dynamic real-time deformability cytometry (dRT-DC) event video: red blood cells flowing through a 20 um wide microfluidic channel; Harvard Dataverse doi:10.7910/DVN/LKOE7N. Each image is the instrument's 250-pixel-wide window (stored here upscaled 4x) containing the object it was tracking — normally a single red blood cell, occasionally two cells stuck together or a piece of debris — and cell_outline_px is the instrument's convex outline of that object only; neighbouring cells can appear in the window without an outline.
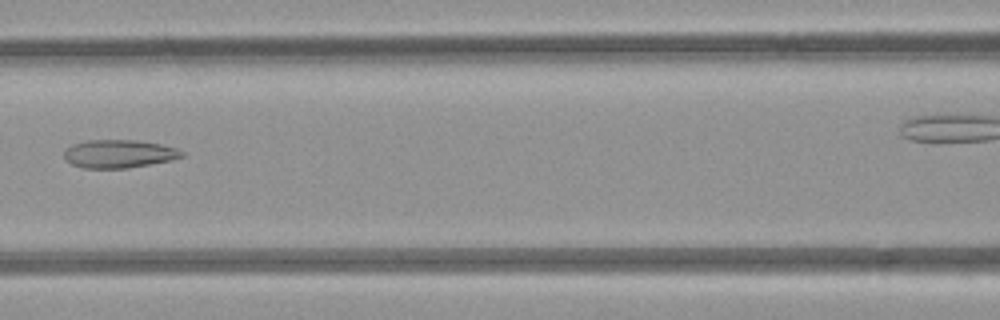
{"species": "common noctule bat (a hibernating species)", "species_latin": "Nyctalus noctula", "temperature_condition": "room temperature", "stored_images_in_passage": 5, "camera_frame_rate_fps": 3000, "um_per_image_px": 0.085, "animal": {"sex": "female", "body_mass_g": 21.9}, "frame": {"image": 1, "passage_image": 3, "time_ms": 2.333, "image_size_px": [1000, 320], "cell_outline_px": [[184, 156], [172, 160], [128, 168], [84, 168], [72, 164], [64, 156], [64, 152], [72, 144], [84, 140], [136, 140], [160, 144], [176, 148], [184, 152]], "centroid_in_image_um": [10.13, 13.07], "position_along_channel_um": 156.5, "area_um2": 19.25}}